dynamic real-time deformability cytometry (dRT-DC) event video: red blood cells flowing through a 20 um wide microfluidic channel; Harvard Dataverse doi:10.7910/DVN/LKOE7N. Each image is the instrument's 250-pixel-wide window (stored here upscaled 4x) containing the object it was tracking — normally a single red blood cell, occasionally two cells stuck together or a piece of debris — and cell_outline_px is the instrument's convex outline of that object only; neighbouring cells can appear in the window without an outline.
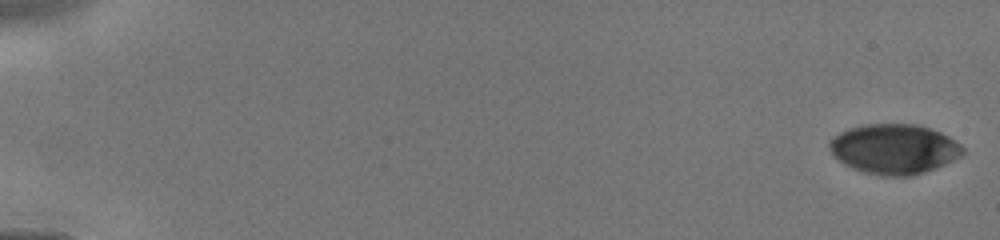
{"species": "human", "species_latin": "Homo sapiens", "temperature_condition": "cold", "stored_images_in_passage": 41, "camera_frame_rate_fps": 3000, "um_per_image_px": 0.085, "donor": {"sex": "male"}, "frame": {"image": 1, "passage_image": 1, "time_ms": 0.0, "image_size_px": [1000, 240], "cell_outline_px": [[964, 152], [960, 156], [944, 164], [924, 172], [912, 176], [880, 176], [864, 172], [852, 168], [844, 164], [832, 156], [828, 148], [828, 144], [832, 136], [848, 128], [864, 124], [916, 124], [932, 128], [948, 136], [960, 144], [964, 148]], "centroid_in_image_um": [75.95, 12.66], "position_along_channel_um": 9.0, "area_um2": 39.07}}
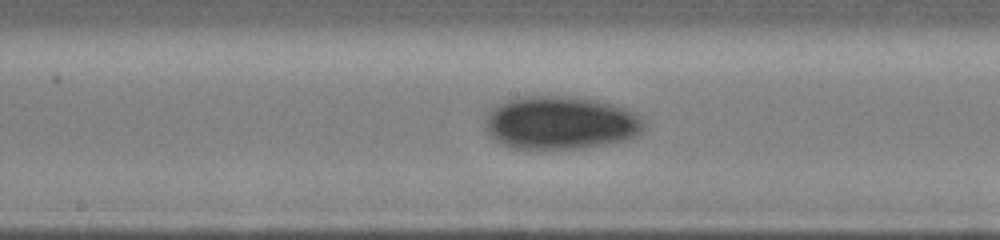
{"frame": {"image": 2, "passage_image": 22, "time_ms": 8.333, "image_size_px": [1000, 240], "cell_outline_px": [[644, 132], [628, 140], [580, 148], [512, 148], [496, 140], [484, 128], [484, 124], [488, 112], [492, 108], [508, 100], [520, 96], [584, 96], [612, 104], [636, 112], [644, 120]], "centroid_in_image_um": [47.69, 10.42], "position_along_channel_um": 200.5, "area_um2": 49.48}}
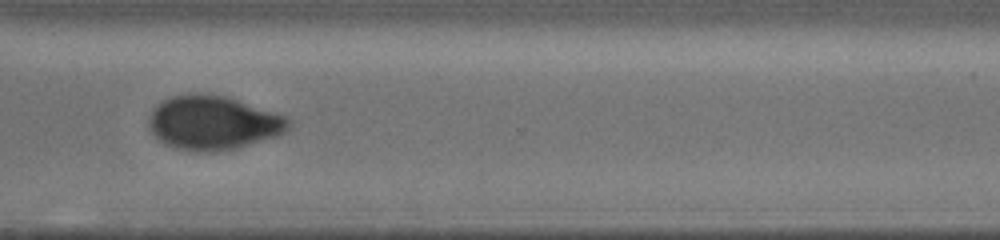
{"frame": {"image": 3, "passage_image": 31, "time_ms": 11.667, "image_size_px": [1000, 240], "cell_outline_px": [[292, 124], [284, 132], [276, 136], [236, 148], [208, 152], [200, 152], [176, 148], [160, 140], [148, 128], [148, 116], [156, 104], [172, 96], [228, 96], [284, 116], [292, 120]], "centroid_in_image_um": [18.11, 10.46], "position_along_channel_um": 352.5, "area_um2": 43.12}}